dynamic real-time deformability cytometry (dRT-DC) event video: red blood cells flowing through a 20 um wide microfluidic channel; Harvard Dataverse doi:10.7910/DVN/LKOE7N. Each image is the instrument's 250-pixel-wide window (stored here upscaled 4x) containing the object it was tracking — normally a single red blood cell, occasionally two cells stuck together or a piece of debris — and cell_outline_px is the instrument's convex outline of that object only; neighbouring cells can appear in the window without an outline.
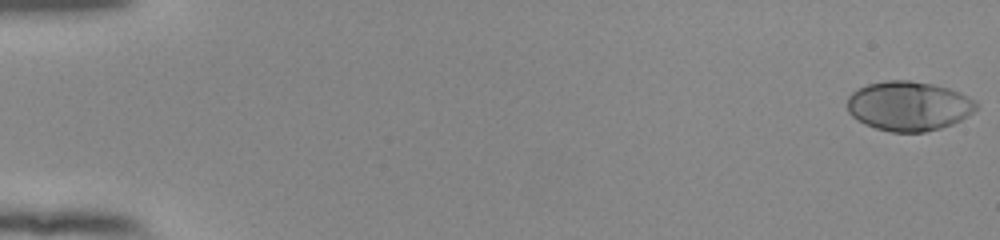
{"species": "human", "species_latin": "Homo sapiens", "temperature_condition": "room temperature", "stored_images_in_passage": 54, "camera_frame_rate_fps": 3000, "um_per_image_px": 0.085, "donor": {"sex": "female"}, "frame": {"image": 1, "passage_image": 1, "time_ms": 0.0, "image_size_px": [1000, 240], "cell_outline_px": [[976, 108], [968, 116], [952, 124], [940, 128], [924, 132], [892, 132], [876, 128], [864, 124], [856, 120], [848, 112], [848, 96], [852, 92], [868, 84], [888, 80], [908, 80], [932, 84], [948, 88], [960, 92], [976, 100]], "centroid_in_image_um": [77.23, 9.01], "position_along_channel_um": 7.8, "area_um2": 37.17}}
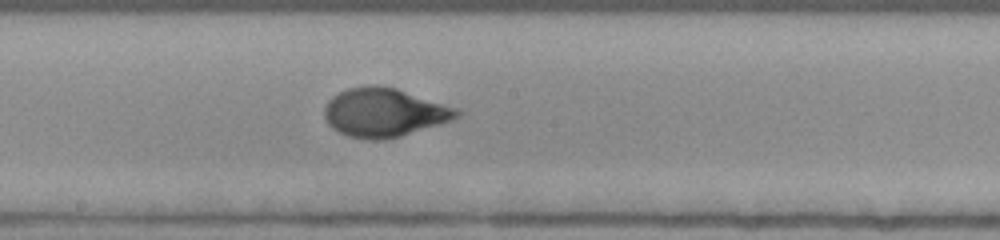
{"frame": {"image": 2, "passage_image": 31, "time_ms": 10.0, "image_size_px": [1000, 240], "cell_outline_px": [[464, 112], [460, 116], [452, 120], [440, 124], [400, 136], [384, 140], [368, 140], [348, 136], [332, 128], [328, 124], [324, 116], [324, 108], [328, 100], [332, 96], [348, 88], [368, 84], [376, 84], [396, 88], [460, 108]], "centroid_in_image_um": [32.68, 9.55], "position_along_channel_um": 215.5, "area_um2": 38.03}}
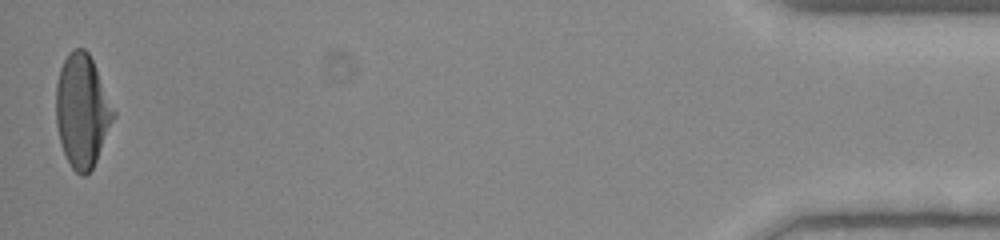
{"frame": {"image": 3, "passage_image": 54, "time_ms": 17.667, "image_size_px": [1000, 240], "cell_outline_px": [[116, 116], [96, 160], [92, 168], [84, 176], [80, 176], [72, 168], [64, 152], [60, 140], [56, 124], [56, 84], [60, 68], [68, 52], [76, 48], [84, 48], [88, 52], [96, 68], [116, 112]], "centroid_in_image_um": [6.99, 9.41], "position_along_channel_um": 428.2, "area_um2": 37.69}, "authors_computed_cell_mechanics": {"area_um2": 36.5296, "velocity_mm_per_s": 3.8762, "shape_relaxation_time_tau1_ms": 3.8293, "shape_relaxation_time_tau2_ms": null, "deformation_change_tau1": 0.2074, "deformation_change_tau2": null}}